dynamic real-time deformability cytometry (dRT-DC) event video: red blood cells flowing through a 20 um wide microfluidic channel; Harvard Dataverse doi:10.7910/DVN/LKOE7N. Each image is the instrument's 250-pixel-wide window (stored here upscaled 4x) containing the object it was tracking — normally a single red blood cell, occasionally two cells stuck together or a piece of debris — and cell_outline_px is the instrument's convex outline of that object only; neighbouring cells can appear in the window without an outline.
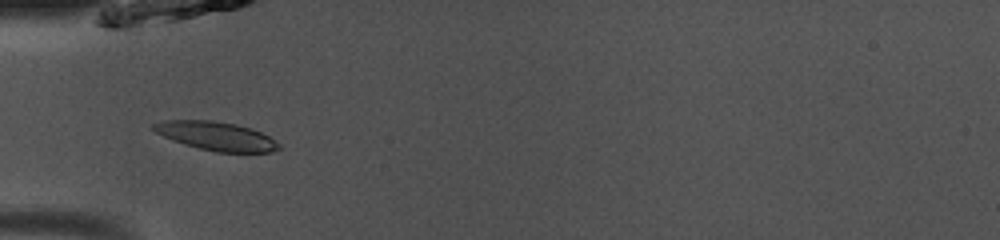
{"species": "common noctule bat (a hibernating species)", "species_latin": "Nyctalus noctula", "temperature_condition": "room temperature", "stored_images_in_passage": 48, "camera_frame_rate_fps": 3000, "um_per_image_px": 0.085, "animal": {"sex": "male", "body_mass_g": 13.0, "forearm_length_mm": 53.1}, "frame": {"image": 1, "passage_image": 15, "time_ms": 4.667, "image_size_px": [1000, 240], "cell_outline_px": [[280, 148], [272, 152], [216, 152], [184, 144], [172, 140], [156, 132], [152, 128], [152, 124], [168, 120], [212, 120], [236, 124], [260, 132], [268, 136], [280, 144]], "centroid_in_image_um": [18.38, 11.56], "position_along_channel_um": 66.6, "area_um2": 20.69}}
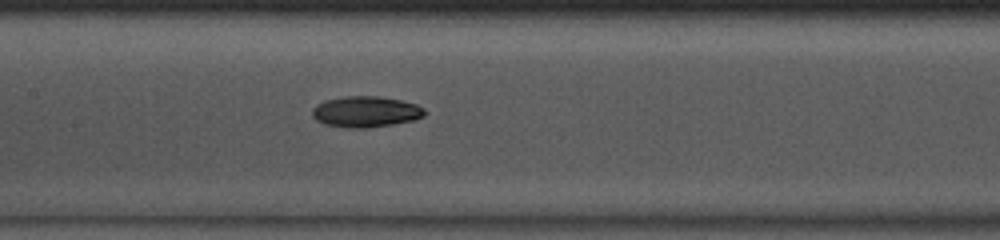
{"frame": {"image": 2, "passage_image": 23, "time_ms": 7.333, "image_size_px": [1000, 240], "cell_outline_px": [[424, 116], [412, 120], [392, 124], [368, 128], [348, 128], [324, 124], [316, 120], [312, 116], [312, 108], [316, 104], [324, 100], [344, 96], [380, 96], [400, 100], [416, 104], [424, 108]], "centroid_in_image_um": [31.04, 9.49], "position_along_channel_um": 176.4, "area_um2": 20.35}}
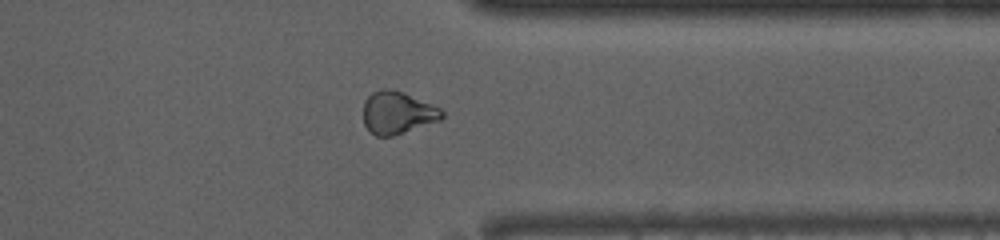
{"frame": {"image": 3, "passage_image": 38, "time_ms": 12.333, "image_size_px": [1000, 240], "cell_outline_px": [[444, 116], [440, 120], [392, 136], [376, 136], [368, 132], [364, 124], [364, 100], [372, 92], [384, 88], [392, 88], [440, 108], [444, 112]], "centroid_in_image_um": [33.75, 9.58], "position_along_channel_um": 377.6, "area_um2": 19.36}, "authors_computed_cell_mechanics": {"area_um2": 19.9121, "velocity_mm_per_s": 4.0702, "shape_relaxation_time_tau1_ms": 2.9674, "shape_relaxation_time_tau2_ms": null, "deformation_change_tau1": 0.1192, "deformation_change_tau2": null}}